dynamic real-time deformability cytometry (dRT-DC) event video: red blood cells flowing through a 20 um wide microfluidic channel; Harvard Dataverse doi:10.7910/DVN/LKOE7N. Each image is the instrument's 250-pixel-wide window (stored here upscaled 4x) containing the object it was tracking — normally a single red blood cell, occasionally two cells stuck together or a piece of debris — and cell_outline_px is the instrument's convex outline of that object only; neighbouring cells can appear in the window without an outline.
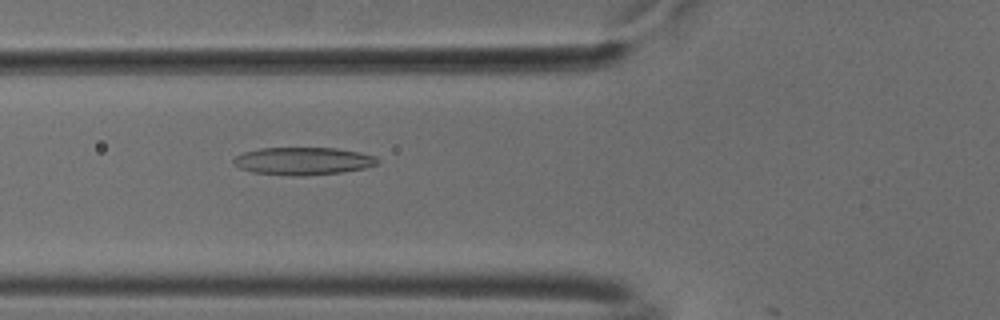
{"species": "common noctule bat (a hibernating species)", "species_latin": "Nyctalus noctula", "temperature_condition": "cold", "stored_images_in_passage": 41, "camera_frame_rate_fps": 3000, "um_per_image_px": 0.085, "animal": {"sex": "male", "body_mass_g": 18.8}, "frame": {"image": 1, "passage_image": 8, "time_ms": 2.333, "image_size_px": [1000, 320], "cell_outline_px": [[380, 164], [364, 168], [340, 172], [304, 176], [292, 176], [252, 172], [240, 168], [232, 164], [232, 160], [236, 156], [244, 152], [260, 148], [336, 148], [360, 152], [376, 156], [380, 160]], "centroid_in_image_um": [25.77, 13.69], "position_along_channel_um": 100.0, "area_um2": 23.35}}
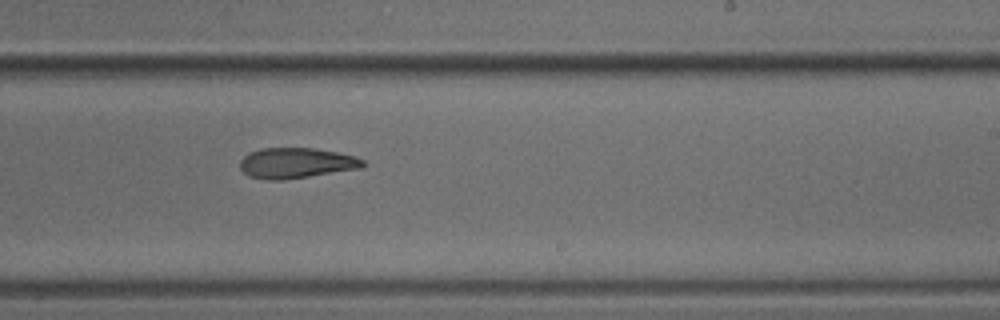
{"frame": {"image": 2, "passage_image": 21, "time_ms": 6.667, "image_size_px": [1000, 320], "cell_outline_px": [[368, 164], [364, 168], [284, 180], [268, 180], [248, 176], [240, 168], [240, 160], [248, 152], [260, 148], [316, 148], [356, 156], [364, 160]], "centroid_in_image_um": [25.21, 13.86], "position_along_channel_um": 263.8, "area_um2": 22.2}}
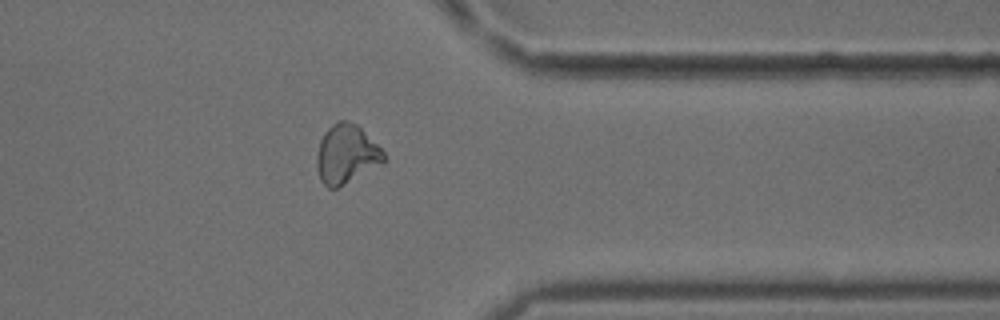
{"frame": {"image": 3, "passage_image": 31, "time_ms": 10.0, "image_size_px": [1000, 320], "cell_outline_px": [[388, 160], [384, 164], [336, 188], [328, 188], [320, 180], [316, 168], [316, 156], [320, 140], [324, 132], [332, 124], [340, 120], [348, 120], [356, 124], [384, 152]], "centroid_in_image_um": [29.44, 13.12], "position_along_channel_um": 382.0, "area_um2": 23.18}, "authors_computed_cell_mechanics": {"area_um2": 22.253, "velocity_mm_per_s": 3.7712, "shape_relaxation_time_tau1_ms": 8.5284, "shape_relaxation_time_tau2_ms": 5.316, "deformation_change_tau1": 0.2015, "deformation_change_tau2": 0.148}}